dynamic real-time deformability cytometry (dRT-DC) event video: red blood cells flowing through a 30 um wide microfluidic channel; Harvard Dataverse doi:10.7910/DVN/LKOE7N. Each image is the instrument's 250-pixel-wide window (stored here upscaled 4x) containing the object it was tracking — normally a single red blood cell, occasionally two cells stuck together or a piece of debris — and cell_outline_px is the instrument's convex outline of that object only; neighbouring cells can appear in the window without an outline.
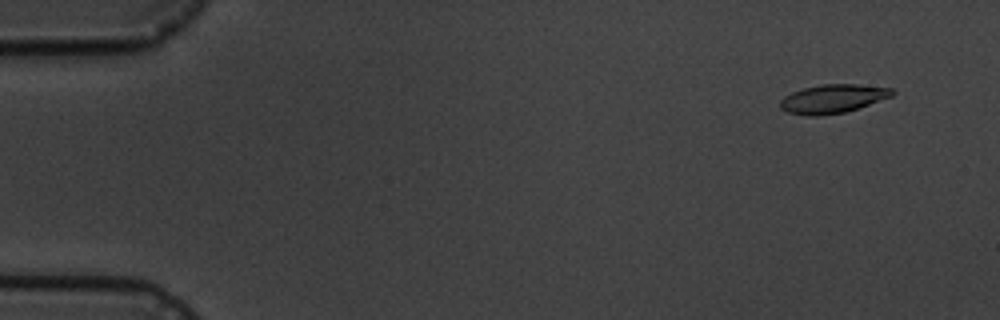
{"species": "common noctule bat (a hibernating species)", "species_latin": "Nyctalus noctula", "temperature_condition": "cold", "stored_images_in_passage": 6, "camera_frame_rate_fps": 3000, "um_per_image_px": 0.085, "animal": {"sex": "male", "body_mass_g": 19.5, "forearm_length_mm": 54.6}, "frame": {"image": 1, "passage_image": 2, "time_ms": 1.0, "image_size_px": [1000, 320], "cell_outline_px": [[896, 92], [892, 96], [844, 112], [816, 116], [808, 116], [788, 112], [780, 108], [780, 100], [784, 96], [792, 92], [804, 88], [820, 84], [856, 84], [892, 88]], "centroid_in_image_um": [70.76, 8.38], "position_along_channel_um": 14.2, "area_um2": 18.55}}